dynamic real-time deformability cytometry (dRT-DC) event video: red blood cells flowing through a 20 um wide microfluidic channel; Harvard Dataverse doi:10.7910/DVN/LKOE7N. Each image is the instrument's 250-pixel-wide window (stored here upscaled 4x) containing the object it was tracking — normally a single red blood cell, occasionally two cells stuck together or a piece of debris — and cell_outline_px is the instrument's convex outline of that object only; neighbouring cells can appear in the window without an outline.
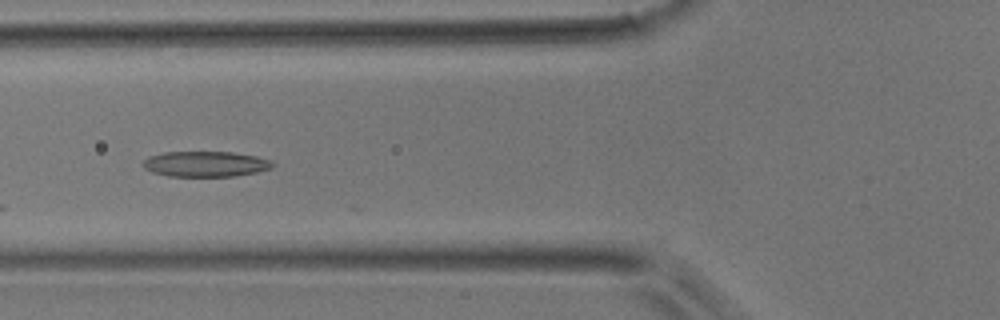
{"species": "common noctule bat (a hibernating species)", "species_latin": "Nyctalus noctula", "temperature_condition": "room temperature", "stored_images_in_passage": 35, "camera_frame_rate_fps": 3000, "um_per_image_px": 0.085, "animal": {"sex": "male", "body_mass_g": 17.9}, "frame": {"image": 1, "passage_image": 12, "time_ms": 3.667, "image_size_px": [1000, 320], "cell_outline_px": [[276, 164], [272, 168], [256, 172], [236, 176], [168, 176], [152, 172], [144, 168], [140, 164], [148, 156], [164, 152], [232, 152], [256, 156], [268, 160]], "centroid_in_image_um": [17.44, 13.94], "position_along_channel_um": 108.4, "area_um2": 19.31}}
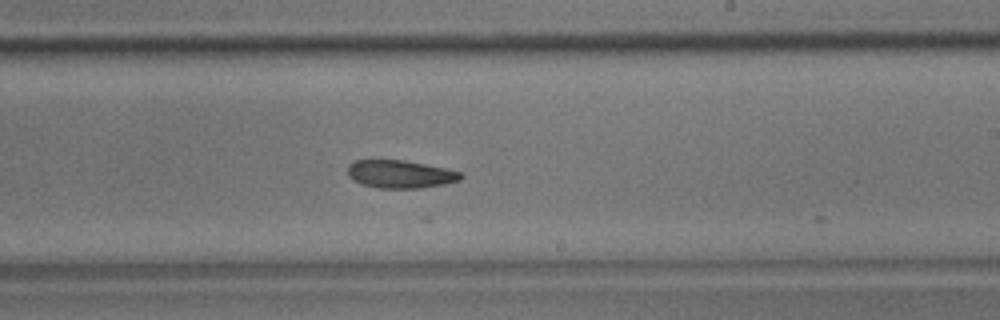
{"frame": {"image": 2, "passage_image": 23, "time_ms": 7.333, "image_size_px": [1000, 320], "cell_outline_px": [[464, 176], [460, 180], [444, 184], [420, 188], [380, 188], [364, 184], [348, 176], [348, 164], [356, 160], [404, 160], [444, 168], [460, 172]], "centroid_in_image_um": [34.03, 14.8], "position_along_channel_um": 255.0, "area_um2": 18.15}}
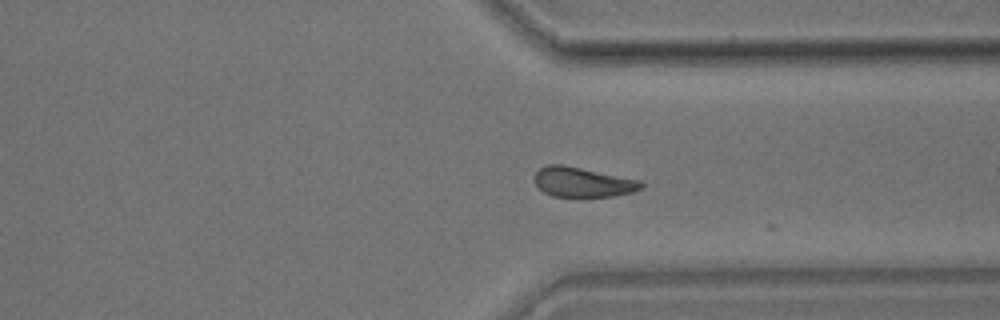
{"frame": {"image": 3, "passage_image": 31, "time_ms": 10.0, "image_size_px": [1000, 320], "cell_outline_px": [[644, 188], [632, 192], [616, 196], [552, 196], [544, 192], [532, 180], [532, 176], [540, 168], [548, 164], [564, 164], [640, 180], [644, 184]], "centroid_in_image_um": [49.52, 15.47], "position_along_channel_um": 361.9, "area_um2": 18.67}}